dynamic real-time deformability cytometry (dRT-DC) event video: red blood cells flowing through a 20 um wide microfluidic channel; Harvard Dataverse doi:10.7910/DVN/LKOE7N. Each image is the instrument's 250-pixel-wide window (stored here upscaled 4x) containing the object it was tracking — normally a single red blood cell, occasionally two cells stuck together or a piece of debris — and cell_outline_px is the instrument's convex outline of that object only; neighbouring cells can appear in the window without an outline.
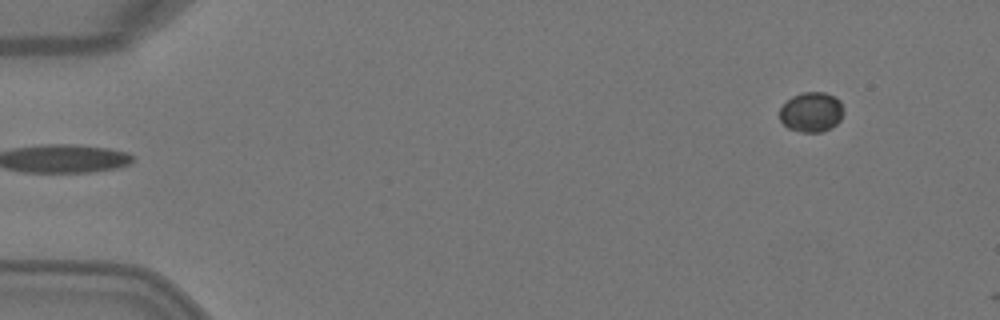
{"species": "Egyptian fruit bat (a non-hibernating species)", "species_latin": "Rousettus aegyptiacus", "temperature_condition": "warm", "stored_images_in_passage": 3, "camera_frame_rate_fps": 3000, "um_per_image_px": 0.085, "animal": {"sex": "female"}, "frame": {"image": 1, "passage_image": 3, "time_ms": 0.667, "image_size_px": [1000, 320], "cell_outline_px": [[844, 112], [840, 120], [832, 128], [820, 132], [800, 132], [788, 128], [780, 120], [780, 108], [792, 96], [804, 92], [824, 92], [840, 100], [844, 108]], "centroid_in_image_um": [68.99, 9.53], "position_along_channel_um": 16.0, "area_um2": 14.91}}